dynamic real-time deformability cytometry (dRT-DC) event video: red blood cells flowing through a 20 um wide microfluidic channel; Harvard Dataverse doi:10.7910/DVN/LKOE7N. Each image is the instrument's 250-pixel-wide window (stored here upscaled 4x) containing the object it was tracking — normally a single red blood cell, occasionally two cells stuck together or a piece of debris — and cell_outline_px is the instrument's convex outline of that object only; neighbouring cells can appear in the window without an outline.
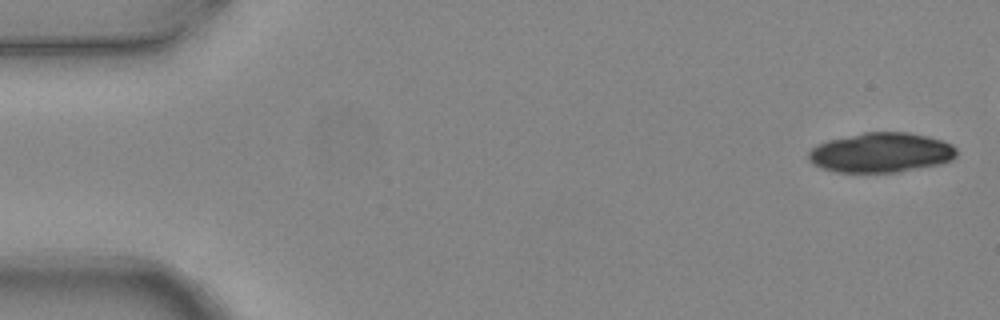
{"species": "common noctule bat (a hibernating species)", "species_latin": "Nyctalus noctula", "temperature_condition": "warm", "stored_images_in_passage": 6, "camera_frame_rate_fps": 3000, "um_per_image_px": 0.085, "animal": {"sex": "female", "body_mass_g": 24.6, "forearm_length_mm": 56.2}, "frame": {"image": 1, "passage_image": 1, "time_ms": 0.0, "image_size_px": [1000, 320], "cell_outline_px": [[956, 156], [952, 160], [940, 164], [896, 172], [836, 172], [820, 168], [812, 164], [808, 160], [808, 152], [816, 144], [828, 140], [864, 132], [908, 132], [928, 136], [952, 144], [956, 148]], "centroid_in_image_um": [74.86, 12.97], "position_along_channel_um": 10.1, "area_um2": 34.45}}
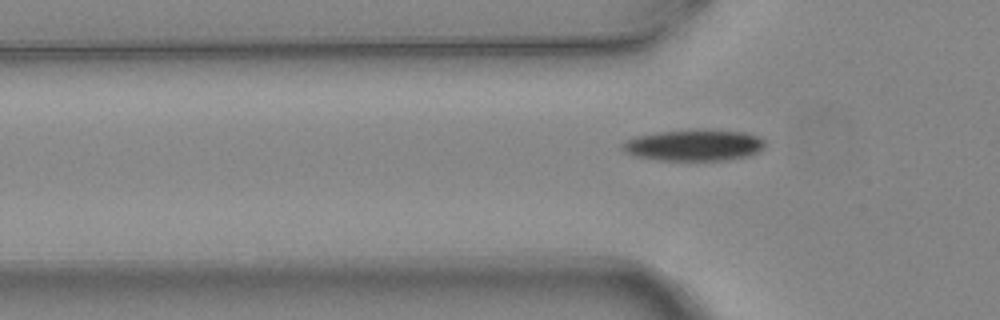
{"frame": {"image": 2, "passage_image": 6, "time_ms": 1.667, "image_size_px": [1000, 320], "cell_outline_px": [[764, 148], [760, 152], [748, 156], [724, 160], [660, 160], [636, 156], [624, 152], [620, 148], [620, 144], [624, 140], [636, 136], [660, 132], [748, 132], [760, 136], [764, 140]], "centroid_in_image_um": [58.98, 12.38], "position_along_channel_um": 66.8, "area_um2": 25.32}}